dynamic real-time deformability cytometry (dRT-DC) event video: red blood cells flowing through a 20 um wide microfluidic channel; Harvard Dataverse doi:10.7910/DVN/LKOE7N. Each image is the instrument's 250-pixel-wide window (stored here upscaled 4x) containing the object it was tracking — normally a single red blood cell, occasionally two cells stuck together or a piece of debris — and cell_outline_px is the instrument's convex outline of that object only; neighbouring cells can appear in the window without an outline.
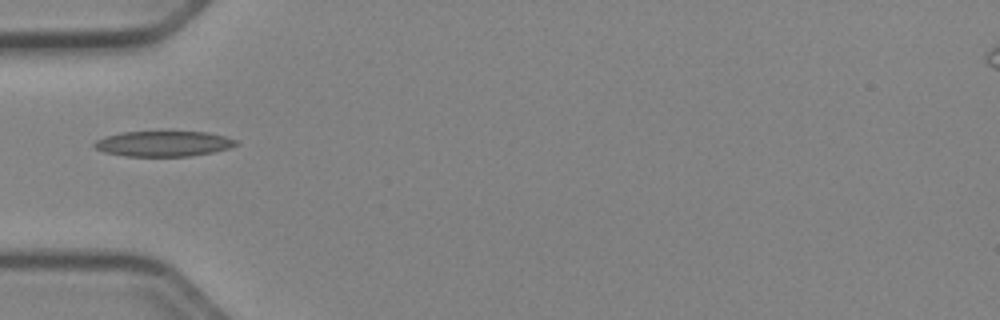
{"species": "Egyptian fruit bat (a non-hibernating species)", "species_latin": "Rousettus aegyptiacus", "temperature_condition": "cold", "stored_images_in_passage": 35, "camera_frame_rate_fps": 3000, "um_per_image_px": 0.085, "animal": {"sex": "female"}, "frame": {"image": 1, "passage_image": 1, "time_ms": 0.0, "image_size_px": [1000, 320], "cell_outline_px": [[240, 144], [228, 148], [212, 152], [188, 156], [124, 156], [104, 152], [96, 148], [92, 144], [96, 140], [104, 136], [120, 132], [208, 132], [224, 136], [236, 140]], "centroid_in_image_um": [13.86, 12.21], "position_along_channel_um": 71.1, "area_um2": 20.92}}
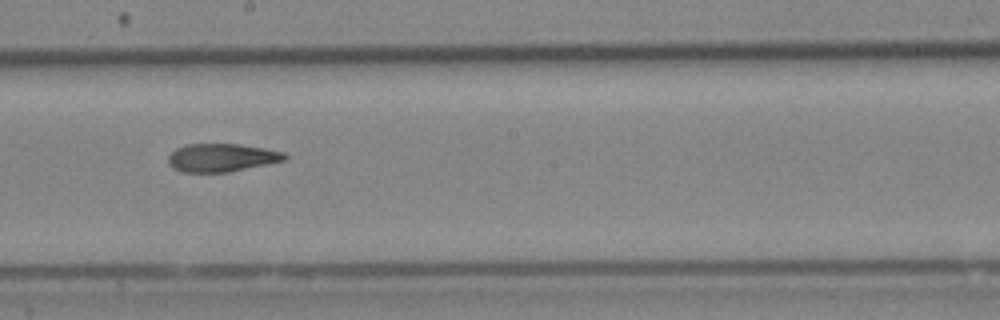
{"frame": {"image": 2, "passage_image": 13, "time_ms": 4.0, "image_size_px": [1000, 320], "cell_outline_px": [[288, 160], [228, 172], [180, 172], [172, 168], [168, 164], [168, 156], [176, 148], [184, 144], [240, 144], [264, 148], [284, 152], [288, 156]], "centroid_in_image_um": [18.84, 13.4], "position_along_channel_um": 229.4, "area_um2": 19.31}}
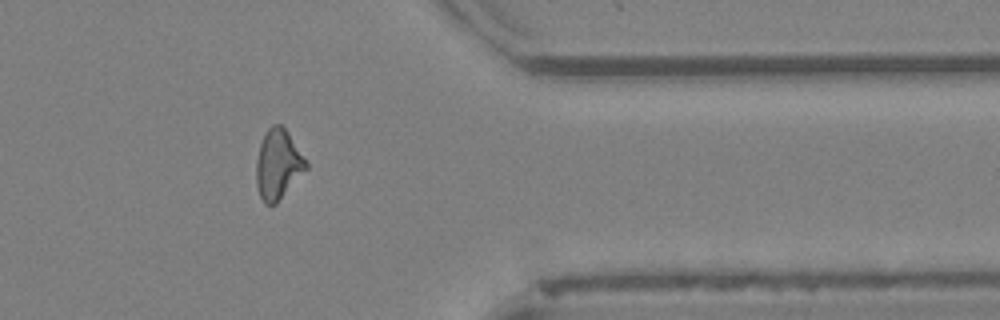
{"frame": {"image": 3, "passage_image": 26, "time_ms": 8.333, "image_size_px": [1000, 320], "cell_outline_px": [[308, 168], [276, 204], [264, 204], [260, 196], [256, 184], [256, 160], [260, 144], [268, 128], [272, 124], [280, 124], [288, 132], [308, 160]], "centroid_in_image_um": [23.65, 13.97], "position_along_channel_um": 387.7, "area_um2": 20.4}, "authors_computed_cell_mechanics": {"area_um2": 19.7676, "velocity_mm_per_s": 3.9752, "shape_relaxation_time_tau1_ms": null, "shape_relaxation_time_tau2_ms": 5.1777, "deformation_change_tau1": null, "deformation_change_tau2": 0.1445}}